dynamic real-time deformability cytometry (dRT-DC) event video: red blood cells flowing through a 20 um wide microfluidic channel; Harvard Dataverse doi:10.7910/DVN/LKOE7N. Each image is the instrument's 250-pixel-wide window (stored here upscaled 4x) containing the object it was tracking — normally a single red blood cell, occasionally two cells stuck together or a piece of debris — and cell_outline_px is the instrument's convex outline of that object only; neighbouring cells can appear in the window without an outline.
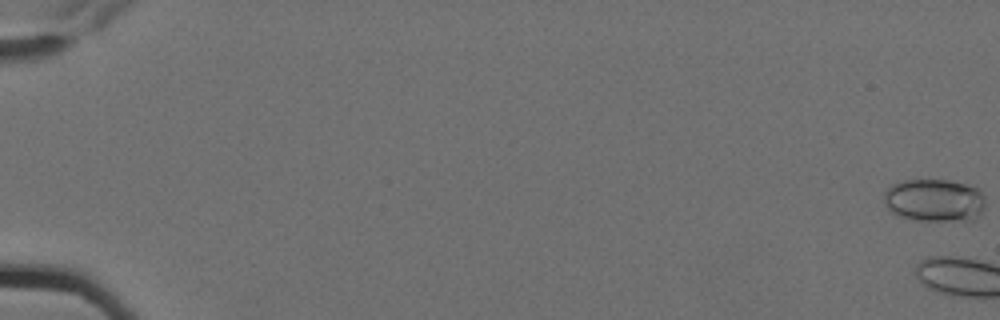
{"species": "Egyptian fruit bat (a non-hibernating species)", "species_latin": "Rousettus aegyptiacus", "temperature_condition": "cold", "stored_images_in_passage": 6, "camera_frame_rate_fps": 3000, "um_per_image_px": 0.085, "animal": {"sex": "female"}, "frame": {"image": 1, "passage_image": 1, "time_ms": 0.0, "image_size_px": [1000, 320], "cell_outline_px": [[984, 208], [980, 216], [972, 220], [916, 220], [896, 216], [884, 204], [884, 192], [892, 184], [900, 180], [948, 180], [968, 184], [980, 188], [984, 196]], "centroid_in_image_um": [79.43, 17.02], "position_along_channel_um": 5.6, "area_um2": 25.66}}